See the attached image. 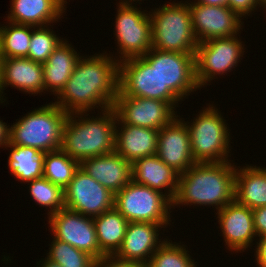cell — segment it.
Listing matches in <instances>:
<instances>
[{
    "label": "cell",
    "mask_w": 266,
    "mask_h": 267,
    "mask_svg": "<svg viewBox=\"0 0 266 267\" xmlns=\"http://www.w3.org/2000/svg\"><path fill=\"white\" fill-rule=\"evenodd\" d=\"M237 36L215 38L198 44L194 56L199 88L211 85L208 83L216 79L217 75H227L241 62L245 48L244 42Z\"/></svg>",
    "instance_id": "ba28073f"
},
{
    "label": "cell",
    "mask_w": 266,
    "mask_h": 267,
    "mask_svg": "<svg viewBox=\"0 0 266 267\" xmlns=\"http://www.w3.org/2000/svg\"><path fill=\"white\" fill-rule=\"evenodd\" d=\"M118 91L125 96L167 101L175 109L181 101L162 84L155 66H150L142 57L119 62Z\"/></svg>",
    "instance_id": "30bf717a"
},
{
    "label": "cell",
    "mask_w": 266,
    "mask_h": 267,
    "mask_svg": "<svg viewBox=\"0 0 266 267\" xmlns=\"http://www.w3.org/2000/svg\"><path fill=\"white\" fill-rule=\"evenodd\" d=\"M29 192L36 204L46 207L48 216L65 208L64 189L41 177L28 181Z\"/></svg>",
    "instance_id": "f546056e"
},
{
    "label": "cell",
    "mask_w": 266,
    "mask_h": 267,
    "mask_svg": "<svg viewBox=\"0 0 266 267\" xmlns=\"http://www.w3.org/2000/svg\"><path fill=\"white\" fill-rule=\"evenodd\" d=\"M168 240L169 238L156 250L145 267H197V262L188 254L186 245Z\"/></svg>",
    "instance_id": "4dcf8cb0"
},
{
    "label": "cell",
    "mask_w": 266,
    "mask_h": 267,
    "mask_svg": "<svg viewBox=\"0 0 266 267\" xmlns=\"http://www.w3.org/2000/svg\"><path fill=\"white\" fill-rule=\"evenodd\" d=\"M259 7H263L266 10V0H257Z\"/></svg>",
    "instance_id": "7bdbcfd3"
},
{
    "label": "cell",
    "mask_w": 266,
    "mask_h": 267,
    "mask_svg": "<svg viewBox=\"0 0 266 267\" xmlns=\"http://www.w3.org/2000/svg\"><path fill=\"white\" fill-rule=\"evenodd\" d=\"M178 179L179 173L157 155L137 159L132 164V180L135 183L165 192L171 201L177 192Z\"/></svg>",
    "instance_id": "7402d4cb"
},
{
    "label": "cell",
    "mask_w": 266,
    "mask_h": 267,
    "mask_svg": "<svg viewBox=\"0 0 266 267\" xmlns=\"http://www.w3.org/2000/svg\"><path fill=\"white\" fill-rule=\"evenodd\" d=\"M193 3L209 6H228V0H195Z\"/></svg>",
    "instance_id": "f35d334b"
},
{
    "label": "cell",
    "mask_w": 266,
    "mask_h": 267,
    "mask_svg": "<svg viewBox=\"0 0 266 267\" xmlns=\"http://www.w3.org/2000/svg\"><path fill=\"white\" fill-rule=\"evenodd\" d=\"M67 117L68 114L54 102L42 105L9 125L8 142L45 153L61 149Z\"/></svg>",
    "instance_id": "277c9868"
},
{
    "label": "cell",
    "mask_w": 266,
    "mask_h": 267,
    "mask_svg": "<svg viewBox=\"0 0 266 267\" xmlns=\"http://www.w3.org/2000/svg\"><path fill=\"white\" fill-rule=\"evenodd\" d=\"M5 148L11 151L7 162L14 178L27 184L28 181L43 177L44 151L9 142Z\"/></svg>",
    "instance_id": "4316f807"
},
{
    "label": "cell",
    "mask_w": 266,
    "mask_h": 267,
    "mask_svg": "<svg viewBox=\"0 0 266 267\" xmlns=\"http://www.w3.org/2000/svg\"><path fill=\"white\" fill-rule=\"evenodd\" d=\"M68 41L63 39L47 61L42 63L44 91L57 96L71 77L81 55Z\"/></svg>",
    "instance_id": "cb8c5ba5"
},
{
    "label": "cell",
    "mask_w": 266,
    "mask_h": 267,
    "mask_svg": "<svg viewBox=\"0 0 266 267\" xmlns=\"http://www.w3.org/2000/svg\"><path fill=\"white\" fill-rule=\"evenodd\" d=\"M10 85L28 94L44 92L42 63L26 57L2 58V101L5 102L4 90ZM6 87V88H5Z\"/></svg>",
    "instance_id": "ffe728a7"
},
{
    "label": "cell",
    "mask_w": 266,
    "mask_h": 267,
    "mask_svg": "<svg viewBox=\"0 0 266 267\" xmlns=\"http://www.w3.org/2000/svg\"><path fill=\"white\" fill-rule=\"evenodd\" d=\"M79 167L80 163L62 149L49 151L44 156L43 177L65 189Z\"/></svg>",
    "instance_id": "f1b7e54d"
},
{
    "label": "cell",
    "mask_w": 266,
    "mask_h": 267,
    "mask_svg": "<svg viewBox=\"0 0 266 267\" xmlns=\"http://www.w3.org/2000/svg\"><path fill=\"white\" fill-rule=\"evenodd\" d=\"M0 25V56L2 58L27 57L33 26L9 22Z\"/></svg>",
    "instance_id": "83f0119b"
},
{
    "label": "cell",
    "mask_w": 266,
    "mask_h": 267,
    "mask_svg": "<svg viewBox=\"0 0 266 267\" xmlns=\"http://www.w3.org/2000/svg\"><path fill=\"white\" fill-rule=\"evenodd\" d=\"M253 226L257 237L266 236V206L252 209Z\"/></svg>",
    "instance_id": "e575fe53"
},
{
    "label": "cell",
    "mask_w": 266,
    "mask_h": 267,
    "mask_svg": "<svg viewBox=\"0 0 266 267\" xmlns=\"http://www.w3.org/2000/svg\"><path fill=\"white\" fill-rule=\"evenodd\" d=\"M8 131H9V125L7 123L3 122V120H0V148H4L6 144L8 143Z\"/></svg>",
    "instance_id": "74e56055"
},
{
    "label": "cell",
    "mask_w": 266,
    "mask_h": 267,
    "mask_svg": "<svg viewBox=\"0 0 266 267\" xmlns=\"http://www.w3.org/2000/svg\"><path fill=\"white\" fill-rule=\"evenodd\" d=\"M7 22L46 26L58 22L66 11V0H11ZM11 12V13H10Z\"/></svg>",
    "instance_id": "603a6c76"
},
{
    "label": "cell",
    "mask_w": 266,
    "mask_h": 267,
    "mask_svg": "<svg viewBox=\"0 0 266 267\" xmlns=\"http://www.w3.org/2000/svg\"><path fill=\"white\" fill-rule=\"evenodd\" d=\"M37 264H41L40 266L37 265V267H61L59 264L49 261L46 258L42 261L40 260L39 262H37Z\"/></svg>",
    "instance_id": "ab89813d"
},
{
    "label": "cell",
    "mask_w": 266,
    "mask_h": 267,
    "mask_svg": "<svg viewBox=\"0 0 266 267\" xmlns=\"http://www.w3.org/2000/svg\"><path fill=\"white\" fill-rule=\"evenodd\" d=\"M120 1L117 4H129V5H132L133 2L137 1L139 3V5H140V3H141L140 1H142V0H120Z\"/></svg>",
    "instance_id": "b9f144b4"
},
{
    "label": "cell",
    "mask_w": 266,
    "mask_h": 267,
    "mask_svg": "<svg viewBox=\"0 0 266 267\" xmlns=\"http://www.w3.org/2000/svg\"><path fill=\"white\" fill-rule=\"evenodd\" d=\"M117 7L114 36L119 57L116 59L121 62L142 57L152 48L150 14L147 10L141 11V7L138 9L136 4H118Z\"/></svg>",
    "instance_id": "9c48e42d"
},
{
    "label": "cell",
    "mask_w": 266,
    "mask_h": 267,
    "mask_svg": "<svg viewBox=\"0 0 266 267\" xmlns=\"http://www.w3.org/2000/svg\"><path fill=\"white\" fill-rule=\"evenodd\" d=\"M4 103L2 101V57L0 56V104Z\"/></svg>",
    "instance_id": "60d3db41"
},
{
    "label": "cell",
    "mask_w": 266,
    "mask_h": 267,
    "mask_svg": "<svg viewBox=\"0 0 266 267\" xmlns=\"http://www.w3.org/2000/svg\"><path fill=\"white\" fill-rule=\"evenodd\" d=\"M62 40L63 38L57 36L53 29H50L48 25L33 26L28 55L26 58L39 63H44Z\"/></svg>",
    "instance_id": "d6a6232c"
},
{
    "label": "cell",
    "mask_w": 266,
    "mask_h": 267,
    "mask_svg": "<svg viewBox=\"0 0 266 267\" xmlns=\"http://www.w3.org/2000/svg\"><path fill=\"white\" fill-rule=\"evenodd\" d=\"M93 220L100 248V259L103 256H113L124 240L129 222L115 208L93 217Z\"/></svg>",
    "instance_id": "484cf974"
},
{
    "label": "cell",
    "mask_w": 266,
    "mask_h": 267,
    "mask_svg": "<svg viewBox=\"0 0 266 267\" xmlns=\"http://www.w3.org/2000/svg\"><path fill=\"white\" fill-rule=\"evenodd\" d=\"M156 155L179 174L196 163L191 153L190 135L184 118L178 115L159 130Z\"/></svg>",
    "instance_id": "2e32d148"
},
{
    "label": "cell",
    "mask_w": 266,
    "mask_h": 267,
    "mask_svg": "<svg viewBox=\"0 0 266 267\" xmlns=\"http://www.w3.org/2000/svg\"><path fill=\"white\" fill-rule=\"evenodd\" d=\"M158 133L159 130L122 124L117 119L115 151L131 164L137 159L156 155Z\"/></svg>",
    "instance_id": "44dd1931"
},
{
    "label": "cell",
    "mask_w": 266,
    "mask_h": 267,
    "mask_svg": "<svg viewBox=\"0 0 266 267\" xmlns=\"http://www.w3.org/2000/svg\"><path fill=\"white\" fill-rule=\"evenodd\" d=\"M219 228L229 251L242 252L252 247L256 236L253 226V212L236 200L217 211Z\"/></svg>",
    "instance_id": "ac0fdd59"
},
{
    "label": "cell",
    "mask_w": 266,
    "mask_h": 267,
    "mask_svg": "<svg viewBox=\"0 0 266 267\" xmlns=\"http://www.w3.org/2000/svg\"><path fill=\"white\" fill-rule=\"evenodd\" d=\"M213 104L204 107L193 122L184 121L190 135L191 153L195 162H226L231 157L230 129Z\"/></svg>",
    "instance_id": "8992f818"
},
{
    "label": "cell",
    "mask_w": 266,
    "mask_h": 267,
    "mask_svg": "<svg viewBox=\"0 0 266 267\" xmlns=\"http://www.w3.org/2000/svg\"><path fill=\"white\" fill-rule=\"evenodd\" d=\"M114 208L128 222L170 224L172 201L162 192L131 180L115 194Z\"/></svg>",
    "instance_id": "52a82bcc"
},
{
    "label": "cell",
    "mask_w": 266,
    "mask_h": 267,
    "mask_svg": "<svg viewBox=\"0 0 266 267\" xmlns=\"http://www.w3.org/2000/svg\"><path fill=\"white\" fill-rule=\"evenodd\" d=\"M81 169L116 194L132 180V164L116 151L83 160Z\"/></svg>",
    "instance_id": "d6986e66"
},
{
    "label": "cell",
    "mask_w": 266,
    "mask_h": 267,
    "mask_svg": "<svg viewBox=\"0 0 266 267\" xmlns=\"http://www.w3.org/2000/svg\"><path fill=\"white\" fill-rule=\"evenodd\" d=\"M65 208L96 217L114 208L115 194L86 174L81 167L64 189Z\"/></svg>",
    "instance_id": "5bb4252c"
},
{
    "label": "cell",
    "mask_w": 266,
    "mask_h": 267,
    "mask_svg": "<svg viewBox=\"0 0 266 267\" xmlns=\"http://www.w3.org/2000/svg\"><path fill=\"white\" fill-rule=\"evenodd\" d=\"M99 114L92 118L87 112L68 114L61 149L79 163L115 151L116 112L111 107Z\"/></svg>",
    "instance_id": "3957f363"
},
{
    "label": "cell",
    "mask_w": 266,
    "mask_h": 267,
    "mask_svg": "<svg viewBox=\"0 0 266 267\" xmlns=\"http://www.w3.org/2000/svg\"><path fill=\"white\" fill-rule=\"evenodd\" d=\"M113 108L122 124L160 130L168 125L177 111L167 101L122 95L119 91Z\"/></svg>",
    "instance_id": "7c38bea8"
},
{
    "label": "cell",
    "mask_w": 266,
    "mask_h": 267,
    "mask_svg": "<svg viewBox=\"0 0 266 267\" xmlns=\"http://www.w3.org/2000/svg\"><path fill=\"white\" fill-rule=\"evenodd\" d=\"M106 53L79 58L54 102L67 114L90 112L95 107L101 111L113 107L118 93L119 62L118 56Z\"/></svg>",
    "instance_id": "6da1fadb"
},
{
    "label": "cell",
    "mask_w": 266,
    "mask_h": 267,
    "mask_svg": "<svg viewBox=\"0 0 266 267\" xmlns=\"http://www.w3.org/2000/svg\"><path fill=\"white\" fill-rule=\"evenodd\" d=\"M47 218L53 235L52 238L88 253L96 261L100 259V248L93 217L63 208Z\"/></svg>",
    "instance_id": "4fadbf2b"
},
{
    "label": "cell",
    "mask_w": 266,
    "mask_h": 267,
    "mask_svg": "<svg viewBox=\"0 0 266 267\" xmlns=\"http://www.w3.org/2000/svg\"><path fill=\"white\" fill-rule=\"evenodd\" d=\"M149 14L153 49L195 53L199 43L192 28L189 1L165 3Z\"/></svg>",
    "instance_id": "5b68a950"
},
{
    "label": "cell",
    "mask_w": 266,
    "mask_h": 267,
    "mask_svg": "<svg viewBox=\"0 0 266 267\" xmlns=\"http://www.w3.org/2000/svg\"><path fill=\"white\" fill-rule=\"evenodd\" d=\"M189 2L192 28L198 43L241 33L243 18L228 6L196 4L190 0Z\"/></svg>",
    "instance_id": "9a60e30c"
},
{
    "label": "cell",
    "mask_w": 266,
    "mask_h": 267,
    "mask_svg": "<svg viewBox=\"0 0 266 267\" xmlns=\"http://www.w3.org/2000/svg\"><path fill=\"white\" fill-rule=\"evenodd\" d=\"M236 163L196 162L179 174L177 192L172 208L186 206H214L216 211L235 200Z\"/></svg>",
    "instance_id": "7a4b0ae2"
},
{
    "label": "cell",
    "mask_w": 266,
    "mask_h": 267,
    "mask_svg": "<svg viewBox=\"0 0 266 267\" xmlns=\"http://www.w3.org/2000/svg\"><path fill=\"white\" fill-rule=\"evenodd\" d=\"M96 267H145V265L134 261L119 260L114 256H103L96 261Z\"/></svg>",
    "instance_id": "d590c367"
},
{
    "label": "cell",
    "mask_w": 266,
    "mask_h": 267,
    "mask_svg": "<svg viewBox=\"0 0 266 267\" xmlns=\"http://www.w3.org/2000/svg\"><path fill=\"white\" fill-rule=\"evenodd\" d=\"M49 246L45 258L61 267H96V260L91 255L66 242L53 238Z\"/></svg>",
    "instance_id": "1f68e13d"
},
{
    "label": "cell",
    "mask_w": 266,
    "mask_h": 267,
    "mask_svg": "<svg viewBox=\"0 0 266 267\" xmlns=\"http://www.w3.org/2000/svg\"><path fill=\"white\" fill-rule=\"evenodd\" d=\"M195 53L159 51L151 48L142 58L155 69L164 86L181 101L199 89L195 76Z\"/></svg>",
    "instance_id": "8fae6325"
},
{
    "label": "cell",
    "mask_w": 266,
    "mask_h": 267,
    "mask_svg": "<svg viewBox=\"0 0 266 267\" xmlns=\"http://www.w3.org/2000/svg\"><path fill=\"white\" fill-rule=\"evenodd\" d=\"M257 0H228V7L235 13H237L241 18L249 16L252 11L258 9Z\"/></svg>",
    "instance_id": "836d02e7"
},
{
    "label": "cell",
    "mask_w": 266,
    "mask_h": 267,
    "mask_svg": "<svg viewBox=\"0 0 266 267\" xmlns=\"http://www.w3.org/2000/svg\"><path fill=\"white\" fill-rule=\"evenodd\" d=\"M239 168L236 166L235 200L249 209L266 206V168L247 164Z\"/></svg>",
    "instance_id": "d4e9b609"
},
{
    "label": "cell",
    "mask_w": 266,
    "mask_h": 267,
    "mask_svg": "<svg viewBox=\"0 0 266 267\" xmlns=\"http://www.w3.org/2000/svg\"><path fill=\"white\" fill-rule=\"evenodd\" d=\"M256 249H255V259L257 267H266V236L257 238Z\"/></svg>",
    "instance_id": "8d00e7d4"
},
{
    "label": "cell",
    "mask_w": 266,
    "mask_h": 267,
    "mask_svg": "<svg viewBox=\"0 0 266 267\" xmlns=\"http://www.w3.org/2000/svg\"><path fill=\"white\" fill-rule=\"evenodd\" d=\"M168 225L150 222H129L124 240L113 256L123 261H134L143 265L148 264L156 250L167 239H159L161 237L159 236V231H161L159 229L167 228Z\"/></svg>",
    "instance_id": "e0dca14e"
}]
</instances>
